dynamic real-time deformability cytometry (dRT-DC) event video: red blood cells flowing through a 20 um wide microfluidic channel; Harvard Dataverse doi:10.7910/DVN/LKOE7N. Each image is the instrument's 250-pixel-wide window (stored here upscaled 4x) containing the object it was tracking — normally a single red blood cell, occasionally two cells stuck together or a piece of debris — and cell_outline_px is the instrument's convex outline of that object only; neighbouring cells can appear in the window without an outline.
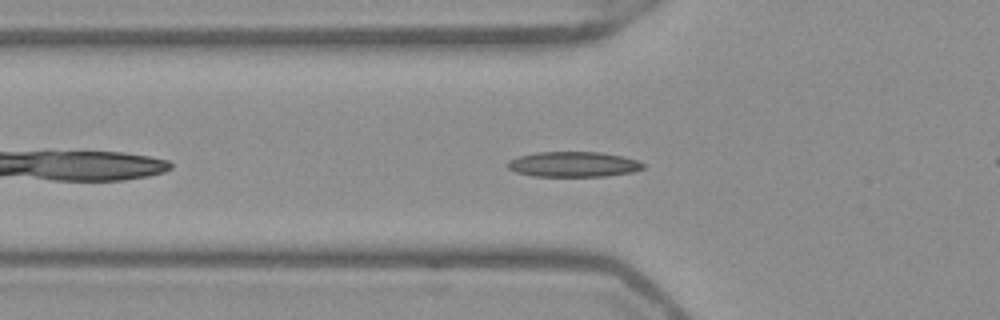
{"species": "Egyptian fruit bat (a non-hibernating species)", "species_latin": "Rousettus aegyptiacus", "temperature_condition": "warm", "stored_images_in_passage": 42, "camera_frame_rate_fps": 3000, "um_per_image_px": 0.085, "frame": {"image": 1, "passage_image": 7, "time_ms": 2.0, "image_size_px": [1000, 320], "cell_outline_px": [[644, 168], [632, 172], [608, 176], [532, 176], [516, 172], [508, 168], [504, 164], [508, 160], [520, 156], [536, 152], [600, 152], [620, 156], [636, 160], [644, 164]], "centroid_in_image_um": [48.69, 13.97], "position_along_channel_um": 77.1, "area_um2": 19.94}}
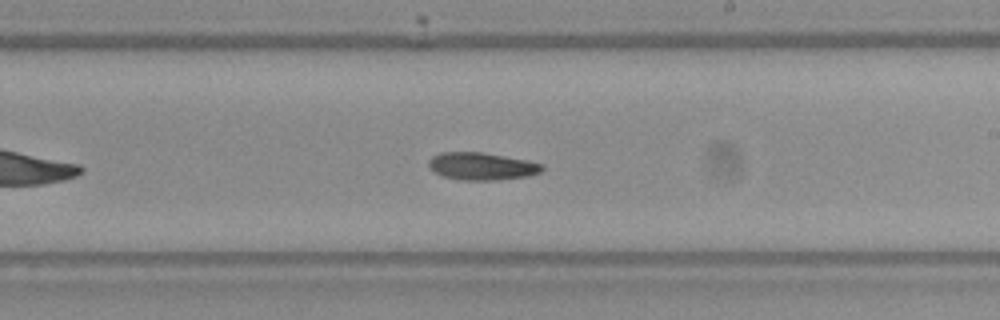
{"frame": {"image": 2, "passage_image": 20, "time_ms": 6.333, "image_size_px": [1000, 320], "cell_outline_px": [[544, 168], [540, 172], [528, 176], [496, 180], [460, 180], [444, 176], [428, 168], [428, 160], [432, 156], [440, 152], [484, 152], [528, 160], [544, 164]], "centroid_in_image_um": [40.95, 14.12], "position_along_channel_um": 248.0, "area_um2": 18.32}}
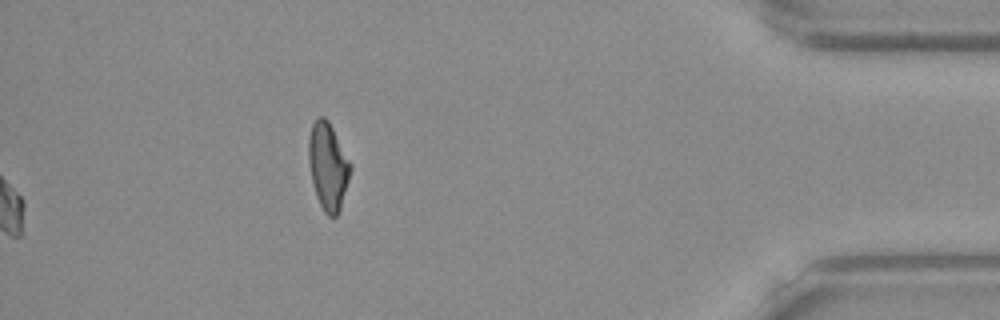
{"frame": {"image": 3, "passage_image": 42, "time_ms": 13.667, "image_size_px": [1000, 320], "cell_outline_px": [[352, 168], [340, 208], [336, 216], [328, 216], [324, 212], [316, 196], [312, 180], [308, 160], [308, 140], [312, 124], [320, 116], [324, 116], [328, 120], [352, 164]], "centroid_in_image_um": [27.88, 14.12], "position_along_channel_um": 407.3, "area_um2": 21.1}, "authors_computed_cell_mechanics": {"area_um2": 18.0625, "velocity_mm_per_s": 3.9253, "shape_relaxation_time_tau1_ms": 10.0072, "shape_relaxation_time_tau2_ms": null, "deformation_change_tau1": 0.1668, "deformation_change_tau2": null}}